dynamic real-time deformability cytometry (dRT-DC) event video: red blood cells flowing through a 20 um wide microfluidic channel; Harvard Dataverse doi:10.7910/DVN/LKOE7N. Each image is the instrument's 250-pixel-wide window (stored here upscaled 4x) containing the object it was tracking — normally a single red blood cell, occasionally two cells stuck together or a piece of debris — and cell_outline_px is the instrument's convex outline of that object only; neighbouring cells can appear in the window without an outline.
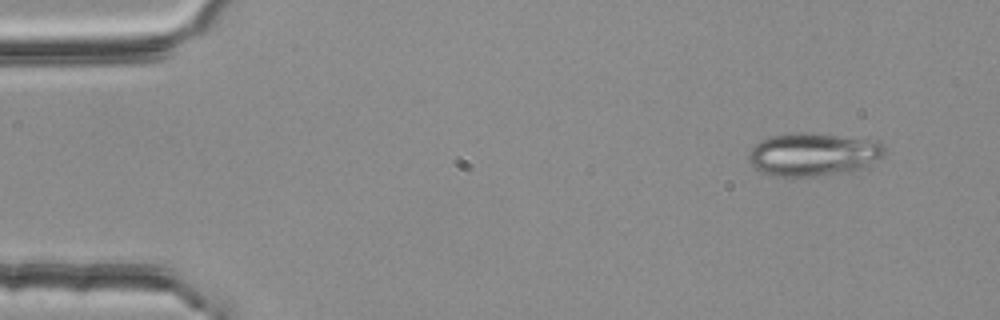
{"species": "common noctule bat (a hibernating species)", "species_latin": "Nyctalus noctula", "temperature_condition": "room temperature", "stored_images_in_passage": 3, "camera_frame_rate_fps": 3000, "um_per_image_px": 0.085, "animal": {"sex": "female", "body_mass_g": 25.1}, "frame": {"image": 1, "passage_image": 1, "time_ms": 0.0, "image_size_px": [1000, 320], "cell_outline_px": [[888, 152], [884, 156], [856, 168], [812, 176], [780, 176], [764, 172], [756, 168], [748, 160], [748, 152], [760, 140], [772, 136], [792, 132], [808, 132], [876, 140], [884, 144]], "centroid_in_image_um": [69.1, 13.07], "position_along_channel_um": 15.9, "area_um2": 33.47}}